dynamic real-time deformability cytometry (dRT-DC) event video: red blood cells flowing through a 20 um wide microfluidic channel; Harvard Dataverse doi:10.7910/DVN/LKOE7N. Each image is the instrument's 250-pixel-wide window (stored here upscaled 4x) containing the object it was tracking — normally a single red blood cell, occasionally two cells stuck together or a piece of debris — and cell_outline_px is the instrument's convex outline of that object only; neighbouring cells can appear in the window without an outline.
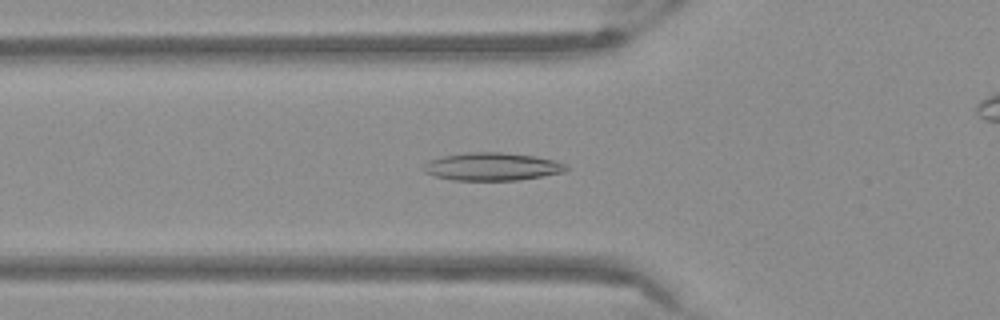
{"species": "Egyptian fruit bat (a non-hibernating species)", "species_latin": "Rousettus aegyptiacus", "temperature_condition": "warm", "stored_images_in_passage": 54, "camera_frame_rate_fps": 3000, "um_per_image_px": 0.085, "frame": {"image": 1, "passage_image": 19, "time_ms": 6.0, "image_size_px": [1000, 320], "cell_outline_px": [[568, 168], [564, 172], [544, 176], [520, 180], [452, 180], [436, 176], [424, 172], [424, 164], [428, 160], [444, 156], [468, 152], [500, 152], [536, 156], [556, 160], [568, 164]], "centroid_in_image_um": [41.88, 14.16], "position_along_channel_um": 83.9, "area_um2": 23.29}}
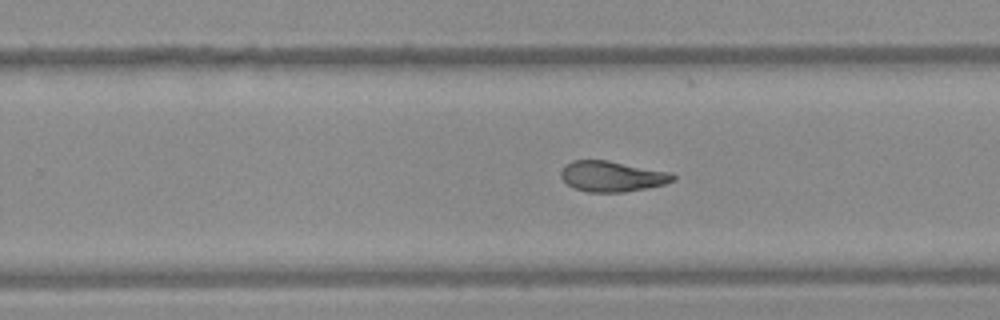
{"frame": {"image": 2, "passage_image": 34, "time_ms": 11.0, "image_size_px": [1000, 320], "cell_outline_px": [[676, 180], [664, 184], [648, 188], [624, 192], [588, 192], [572, 188], [560, 176], [560, 172], [572, 160], [608, 160], [672, 172], [676, 176]], "centroid_in_image_um": [52.07, 14.99], "position_along_channel_um": 277.7, "area_um2": 20.11}}
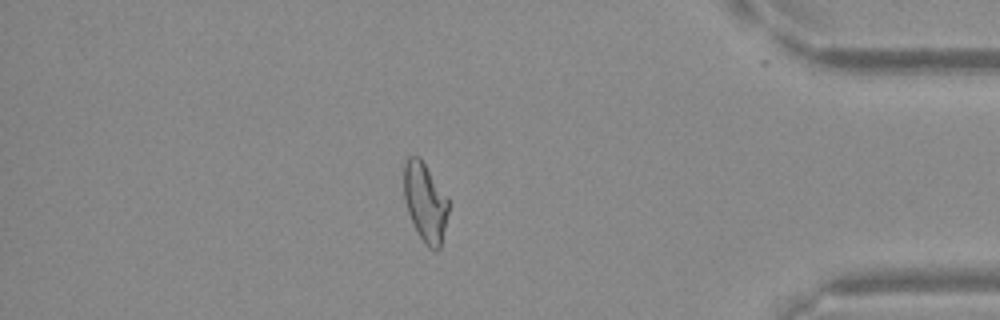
{"frame": {"image": 3, "passage_image": 46, "time_ms": 15.0, "image_size_px": [1000, 320], "cell_outline_px": [[448, 212], [440, 248], [428, 248], [424, 244], [408, 212], [404, 200], [404, 164], [408, 156], [420, 156], [448, 200]], "centroid_in_image_um": [36.12, 17.16], "position_along_channel_um": 399.1, "area_um2": 20.06}}